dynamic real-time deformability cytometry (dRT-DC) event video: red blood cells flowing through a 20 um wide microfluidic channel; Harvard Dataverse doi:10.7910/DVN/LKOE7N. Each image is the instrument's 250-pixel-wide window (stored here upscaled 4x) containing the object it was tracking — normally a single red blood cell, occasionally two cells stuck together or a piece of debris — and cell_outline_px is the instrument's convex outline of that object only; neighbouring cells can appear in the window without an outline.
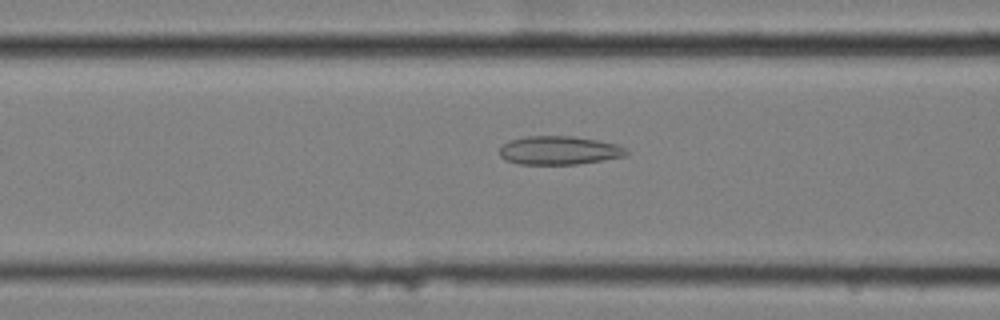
{"species": "common noctule bat (a hibernating species)", "species_latin": "Nyctalus noctula", "temperature_condition": "cold", "stored_images_in_passage": 40, "camera_frame_rate_fps": 3000, "um_per_image_px": 0.085, "animal": {"sex": "female", "body_mass_g": 25.1}, "frame": {"image": 1, "passage_image": 5, "time_ms": 1.333, "image_size_px": [1000, 320], "cell_outline_px": [[628, 152], [624, 156], [576, 164], [520, 164], [504, 160], [500, 156], [500, 148], [508, 140], [528, 136], [572, 136], [596, 140], [616, 144], [624, 148]], "centroid_in_image_um": [47.47, 12.78], "position_along_channel_um": 119.1, "area_um2": 20.87}}
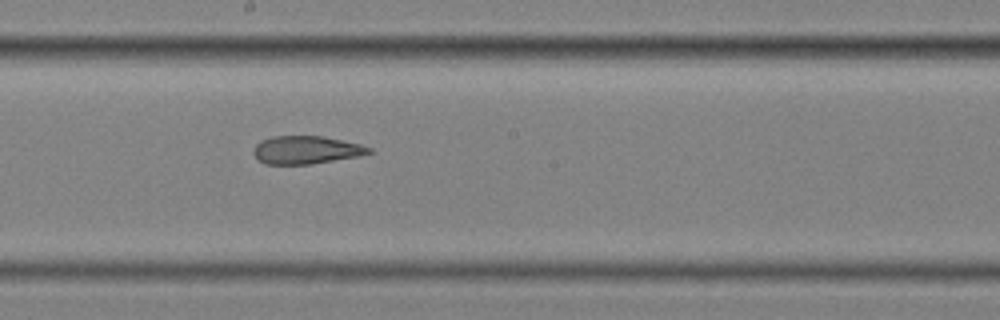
{"frame": {"image": 2, "passage_image": 14, "time_ms": 4.333, "image_size_px": [1000, 320], "cell_outline_px": [[376, 152], [360, 156], [312, 164], [264, 164], [252, 152], [256, 144], [260, 140], [272, 136], [324, 136], [360, 144], [372, 148]], "centroid_in_image_um": [26.06, 12.74], "position_along_channel_um": 222.1, "area_um2": 19.02}}
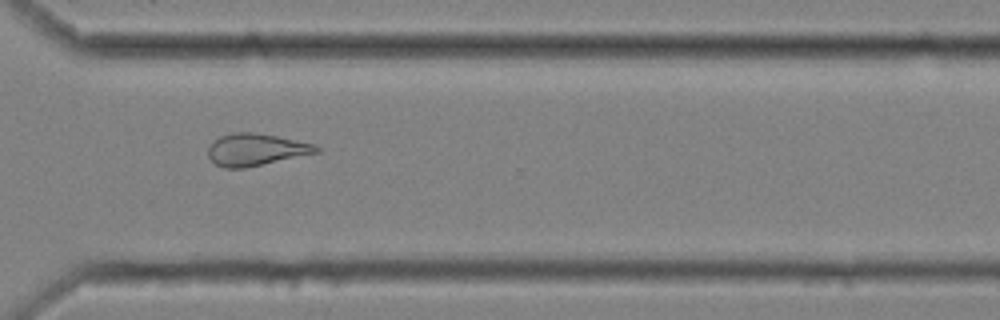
{"frame": {"image": 3, "passage_image": 25, "time_ms": 8.0, "image_size_px": [1000, 320], "cell_outline_px": [[320, 152], [244, 168], [224, 168], [216, 164], [208, 156], [208, 148], [220, 136], [232, 132], [252, 132], [276, 136], [316, 144], [320, 148]], "centroid_in_image_um": [21.77, 12.71], "position_along_channel_um": 348.8, "area_um2": 20.06}}